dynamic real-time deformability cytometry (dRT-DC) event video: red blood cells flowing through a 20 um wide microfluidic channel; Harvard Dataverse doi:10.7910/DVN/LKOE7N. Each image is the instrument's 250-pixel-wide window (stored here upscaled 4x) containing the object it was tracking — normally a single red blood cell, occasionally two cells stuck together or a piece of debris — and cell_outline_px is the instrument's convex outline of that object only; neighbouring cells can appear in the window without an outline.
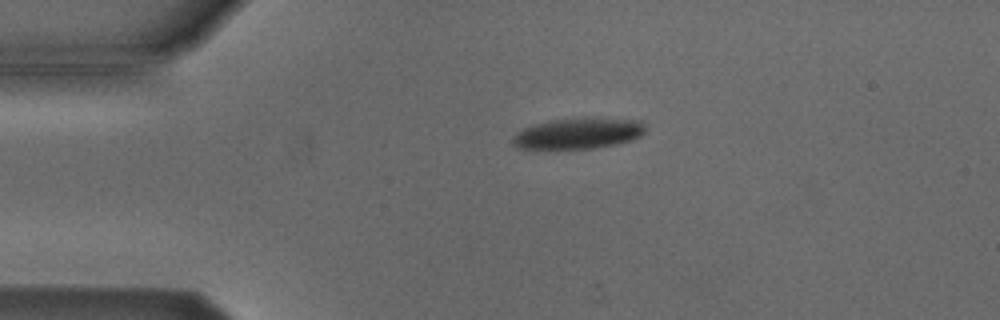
{"species": "Egyptian fruit bat (a non-hibernating species)", "species_latin": "Rousettus aegyptiacus", "temperature_condition": "cold", "stored_images_in_passage": 43, "camera_frame_rate_fps": 3000, "um_per_image_px": 0.085, "animal": {"sex": "male"}, "frame": {"image": 1, "passage_image": 1, "time_ms": 0.0, "image_size_px": [1000, 320], "cell_outline_px": [[644, 132], [640, 136], [632, 140], [616, 144], [596, 148], [516, 148], [512, 144], [512, 136], [524, 128], [536, 124], [552, 120], [584, 116], [640, 120], [644, 124]], "centroid_in_image_um": [49.18, 11.31], "position_along_channel_um": 35.8, "area_um2": 24.1}}
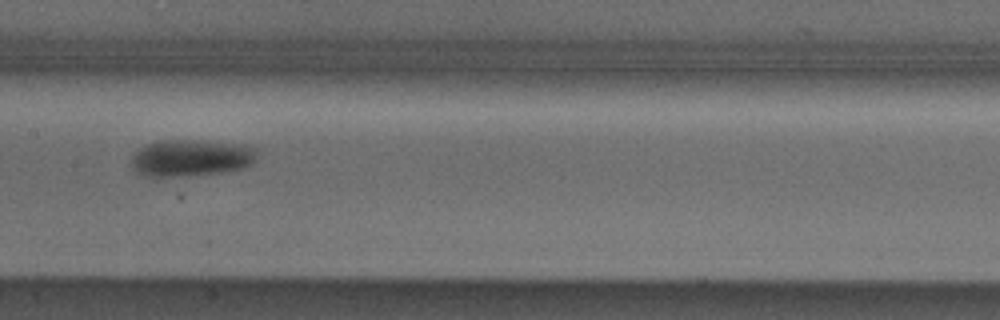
{"frame": {"image": 2, "passage_image": 16, "time_ms": 5.0, "image_size_px": [1000, 320], "cell_outline_px": [[256, 160], [252, 164], [244, 168], [220, 172], [156, 180], [144, 176], [136, 172], [132, 168], [132, 156], [140, 148], [148, 144], [160, 140], [200, 140], [244, 144], [256, 148]], "centroid_in_image_um": [16.2, 13.45], "position_along_channel_um": 191.2, "area_um2": 27.74}}
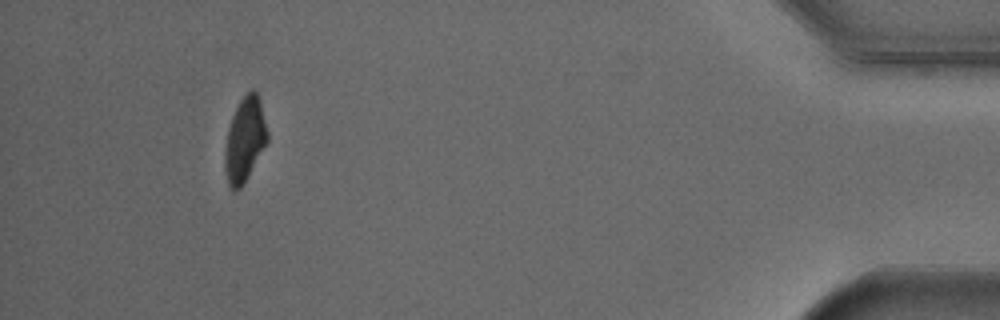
{"frame": {"image": 3, "passage_image": 39, "time_ms": 12.667, "image_size_px": [1000, 320], "cell_outline_px": [[268, 140], [248, 176], [240, 188], [232, 188], [228, 184], [224, 168], [224, 152], [228, 128], [232, 116], [240, 100], [252, 88], [256, 92], [260, 100], [268, 132]], "centroid_in_image_um": [20.8, 11.85], "position_along_channel_um": 414.4, "area_um2": 20.63}, "authors_computed_cell_mechanics": {"area_um2": 25.2008, "velocity_mm_per_s": 3.8255, "shape_relaxation_time_tau1_ms": 2.3835, "shape_relaxation_time_tau2_ms": null, "deformation_change_tau1": 0.116, "deformation_change_tau2": null}}